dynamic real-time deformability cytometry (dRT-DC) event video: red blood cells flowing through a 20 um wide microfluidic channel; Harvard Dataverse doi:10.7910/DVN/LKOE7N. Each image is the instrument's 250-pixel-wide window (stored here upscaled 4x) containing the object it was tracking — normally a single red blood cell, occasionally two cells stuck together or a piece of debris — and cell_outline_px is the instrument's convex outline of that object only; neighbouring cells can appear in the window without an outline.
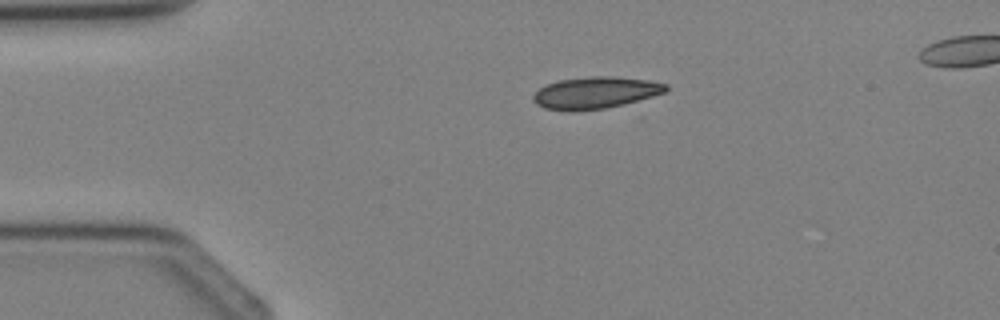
{"species": "Egyptian fruit bat (a non-hibernating species)", "species_latin": "Rousettus aegyptiacus", "temperature_condition": "cold", "stored_images_in_passage": 4, "camera_frame_rate_fps": 3000, "um_per_image_px": 0.085, "animal": {"sex": "female"}, "frame": {"image": 1, "passage_image": 4, "time_ms": 3.333, "image_size_px": [1000, 320], "cell_outline_px": [[668, 88], [664, 92], [652, 96], [624, 104], [604, 108], [576, 112], [568, 112], [544, 108], [536, 104], [532, 100], [532, 96], [540, 88], [548, 84], [560, 80], [592, 76], [616, 76], [648, 80], [668, 84]], "centroid_in_image_um": [50.58, 7.89], "position_along_channel_um": 34.4, "area_um2": 24.68}}